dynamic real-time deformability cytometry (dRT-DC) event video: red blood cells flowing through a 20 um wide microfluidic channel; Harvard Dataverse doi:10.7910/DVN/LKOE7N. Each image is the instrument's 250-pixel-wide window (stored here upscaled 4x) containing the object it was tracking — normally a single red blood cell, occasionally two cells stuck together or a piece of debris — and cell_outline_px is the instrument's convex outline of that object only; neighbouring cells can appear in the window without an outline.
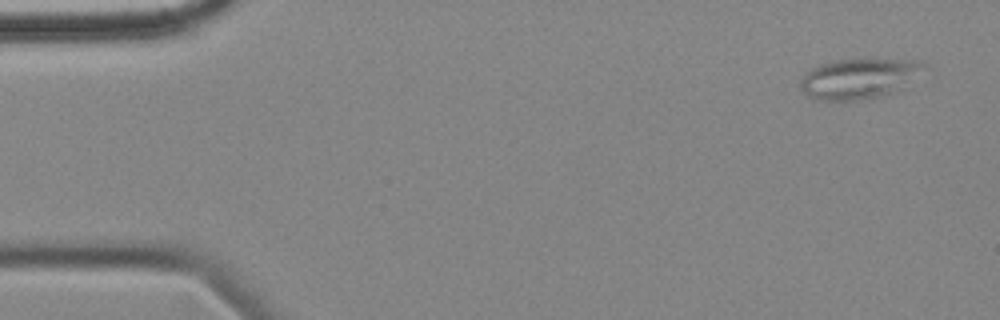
{"species": "common noctule bat (a hibernating species)", "species_latin": "Nyctalus noctula", "temperature_condition": "cold", "stored_images_in_passage": 6, "camera_frame_rate_fps": 3000, "um_per_image_px": 0.085, "animal": {"sex": "female", "body_mass_g": 18.4}, "frame": {"image": 1, "passage_image": 1, "time_ms": 0.0, "image_size_px": [1000, 320], "cell_outline_px": [[924, 64], [900, 88], [892, 92], [880, 96], [856, 100], [820, 100], [808, 96], [800, 88], [800, 80], [804, 72], [820, 64], [832, 60], [924, 60]], "centroid_in_image_um": [72.86, 6.68], "position_along_channel_um": 12.1, "area_um2": 28.03}}